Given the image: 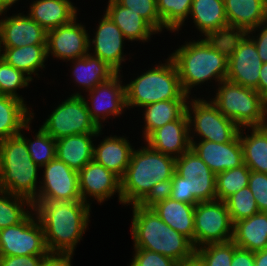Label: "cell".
Returning <instances> with one entry per match:
<instances>
[{
  "instance_id": "obj_1",
  "label": "cell",
  "mask_w": 267,
  "mask_h": 266,
  "mask_svg": "<svg viewBox=\"0 0 267 266\" xmlns=\"http://www.w3.org/2000/svg\"><path fill=\"white\" fill-rule=\"evenodd\" d=\"M32 203L50 254L74 255V249L89 225L91 205L61 199H35Z\"/></svg>"
},
{
  "instance_id": "obj_2",
  "label": "cell",
  "mask_w": 267,
  "mask_h": 266,
  "mask_svg": "<svg viewBox=\"0 0 267 266\" xmlns=\"http://www.w3.org/2000/svg\"><path fill=\"white\" fill-rule=\"evenodd\" d=\"M170 55L175 63L183 91L190 96L194 86L211 79L218 84L228 74L226 38H203L184 43Z\"/></svg>"
},
{
  "instance_id": "obj_3",
  "label": "cell",
  "mask_w": 267,
  "mask_h": 266,
  "mask_svg": "<svg viewBox=\"0 0 267 266\" xmlns=\"http://www.w3.org/2000/svg\"><path fill=\"white\" fill-rule=\"evenodd\" d=\"M131 235L134 249H146L170 257L178 263L195 255L192 242L168 226L152 208L132 207Z\"/></svg>"
},
{
  "instance_id": "obj_4",
  "label": "cell",
  "mask_w": 267,
  "mask_h": 266,
  "mask_svg": "<svg viewBox=\"0 0 267 266\" xmlns=\"http://www.w3.org/2000/svg\"><path fill=\"white\" fill-rule=\"evenodd\" d=\"M175 160V157L155 151L148 145L134 149L121 178L122 204H138L154 185L172 179Z\"/></svg>"
},
{
  "instance_id": "obj_5",
  "label": "cell",
  "mask_w": 267,
  "mask_h": 266,
  "mask_svg": "<svg viewBox=\"0 0 267 266\" xmlns=\"http://www.w3.org/2000/svg\"><path fill=\"white\" fill-rule=\"evenodd\" d=\"M0 190L24 197L33 202L38 195V169L20 136L0 140ZM38 190V191H37Z\"/></svg>"
},
{
  "instance_id": "obj_6",
  "label": "cell",
  "mask_w": 267,
  "mask_h": 266,
  "mask_svg": "<svg viewBox=\"0 0 267 266\" xmlns=\"http://www.w3.org/2000/svg\"><path fill=\"white\" fill-rule=\"evenodd\" d=\"M166 60L125 85L128 109L165 100L189 99L183 91L175 63L170 57Z\"/></svg>"
},
{
  "instance_id": "obj_7",
  "label": "cell",
  "mask_w": 267,
  "mask_h": 266,
  "mask_svg": "<svg viewBox=\"0 0 267 266\" xmlns=\"http://www.w3.org/2000/svg\"><path fill=\"white\" fill-rule=\"evenodd\" d=\"M216 175L190 148L175 160L170 198L196 205L217 199Z\"/></svg>"
},
{
  "instance_id": "obj_8",
  "label": "cell",
  "mask_w": 267,
  "mask_h": 266,
  "mask_svg": "<svg viewBox=\"0 0 267 266\" xmlns=\"http://www.w3.org/2000/svg\"><path fill=\"white\" fill-rule=\"evenodd\" d=\"M211 102L239 128L267 125V101L252 88L221 81Z\"/></svg>"
},
{
  "instance_id": "obj_9",
  "label": "cell",
  "mask_w": 267,
  "mask_h": 266,
  "mask_svg": "<svg viewBox=\"0 0 267 266\" xmlns=\"http://www.w3.org/2000/svg\"><path fill=\"white\" fill-rule=\"evenodd\" d=\"M41 127L55 140L71 135L98 133L102 129L91 118L81 92L73 93L62 101Z\"/></svg>"
},
{
  "instance_id": "obj_10",
  "label": "cell",
  "mask_w": 267,
  "mask_h": 266,
  "mask_svg": "<svg viewBox=\"0 0 267 266\" xmlns=\"http://www.w3.org/2000/svg\"><path fill=\"white\" fill-rule=\"evenodd\" d=\"M190 101L186 107L189 135L196 133L199 138L201 136V140L217 143L231 142L239 135L240 128L231 119L225 117L211 101L201 98Z\"/></svg>"
},
{
  "instance_id": "obj_11",
  "label": "cell",
  "mask_w": 267,
  "mask_h": 266,
  "mask_svg": "<svg viewBox=\"0 0 267 266\" xmlns=\"http://www.w3.org/2000/svg\"><path fill=\"white\" fill-rule=\"evenodd\" d=\"M228 45V74L226 80L256 89L263 62L257 47L246 33H231L226 37Z\"/></svg>"
},
{
  "instance_id": "obj_12",
  "label": "cell",
  "mask_w": 267,
  "mask_h": 266,
  "mask_svg": "<svg viewBox=\"0 0 267 266\" xmlns=\"http://www.w3.org/2000/svg\"><path fill=\"white\" fill-rule=\"evenodd\" d=\"M233 223L225 201L198 202L194 211V248L232 241Z\"/></svg>"
},
{
  "instance_id": "obj_13",
  "label": "cell",
  "mask_w": 267,
  "mask_h": 266,
  "mask_svg": "<svg viewBox=\"0 0 267 266\" xmlns=\"http://www.w3.org/2000/svg\"><path fill=\"white\" fill-rule=\"evenodd\" d=\"M32 213L21 223L0 229V256L50 254L42 225Z\"/></svg>"
},
{
  "instance_id": "obj_14",
  "label": "cell",
  "mask_w": 267,
  "mask_h": 266,
  "mask_svg": "<svg viewBox=\"0 0 267 266\" xmlns=\"http://www.w3.org/2000/svg\"><path fill=\"white\" fill-rule=\"evenodd\" d=\"M77 17L70 23L47 31V57L54 56L61 60H75L84 57L91 51L90 35Z\"/></svg>"
},
{
  "instance_id": "obj_15",
  "label": "cell",
  "mask_w": 267,
  "mask_h": 266,
  "mask_svg": "<svg viewBox=\"0 0 267 266\" xmlns=\"http://www.w3.org/2000/svg\"><path fill=\"white\" fill-rule=\"evenodd\" d=\"M43 178L36 199L82 201L78 172L55 157L43 166Z\"/></svg>"
},
{
  "instance_id": "obj_16",
  "label": "cell",
  "mask_w": 267,
  "mask_h": 266,
  "mask_svg": "<svg viewBox=\"0 0 267 266\" xmlns=\"http://www.w3.org/2000/svg\"><path fill=\"white\" fill-rule=\"evenodd\" d=\"M120 76L117 73L110 80L88 91L90 102L84 97L91 118L100 128L103 126L102 120L105 121L110 116H120L127 108L125 84L122 85Z\"/></svg>"
},
{
  "instance_id": "obj_17",
  "label": "cell",
  "mask_w": 267,
  "mask_h": 266,
  "mask_svg": "<svg viewBox=\"0 0 267 266\" xmlns=\"http://www.w3.org/2000/svg\"><path fill=\"white\" fill-rule=\"evenodd\" d=\"M78 181L82 201L90 203L88 197H93L101 204L117 193L122 203L121 178L94 160L78 172Z\"/></svg>"
},
{
  "instance_id": "obj_18",
  "label": "cell",
  "mask_w": 267,
  "mask_h": 266,
  "mask_svg": "<svg viewBox=\"0 0 267 266\" xmlns=\"http://www.w3.org/2000/svg\"><path fill=\"white\" fill-rule=\"evenodd\" d=\"M189 138L191 142L190 148L215 175L244 164L239 135L228 143H217L200 139L196 143L193 135L189 136Z\"/></svg>"
},
{
  "instance_id": "obj_19",
  "label": "cell",
  "mask_w": 267,
  "mask_h": 266,
  "mask_svg": "<svg viewBox=\"0 0 267 266\" xmlns=\"http://www.w3.org/2000/svg\"><path fill=\"white\" fill-rule=\"evenodd\" d=\"M46 39L47 31L28 14L18 13L0 20V49L46 44Z\"/></svg>"
},
{
  "instance_id": "obj_20",
  "label": "cell",
  "mask_w": 267,
  "mask_h": 266,
  "mask_svg": "<svg viewBox=\"0 0 267 266\" xmlns=\"http://www.w3.org/2000/svg\"><path fill=\"white\" fill-rule=\"evenodd\" d=\"M125 36L116 24L104 13L96 29L94 39H89V46H93L92 56L100 58L117 73L121 72V63L126 58L123 54ZM92 43V44H91Z\"/></svg>"
},
{
  "instance_id": "obj_21",
  "label": "cell",
  "mask_w": 267,
  "mask_h": 266,
  "mask_svg": "<svg viewBox=\"0 0 267 266\" xmlns=\"http://www.w3.org/2000/svg\"><path fill=\"white\" fill-rule=\"evenodd\" d=\"M189 15L204 38H226L231 34L223 0H193Z\"/></svg>"
},
{
  "instance_id": "obj_22",
  "label": "cell",
  "mask_w": 267,
  "mask_h": 266,
  "mask_svg": "<svg viewBox=\"0 0 267 266\" xmlns=\"http://www.w3.org/2000/svg\"><path fill=\"white\" fill-rule=\"evenodd\" d=\"M189 136V120L185 113L180 119L154 130L145 142L153 150L177 158L190 149Z\"/></svg>"
},
{
  "instance_id": "obj_23",
  "label": "cell",
  "mask_w": 267,
  "mask_h": 266,
  "mask_svg": "<svg viewBox=\"0 0 267 266\" xmlns=\"http://www.w3.org/2000/svg\"><path fill=\"white\" fill-rule=\"evenodd\" d=\"M231 33H246L267 21V0H223Z\"/></svg>"
},
{
  "instance_id": "obj_24",
  "label": "cell",
  "mask_w": 267,
  "mask_h": 266,
  "mask_svg": "<svg viewBox=\"0 0 267 266\" xmlns=\"http://www.w3.org/2000/svg\"><path fill=\"white\" fill-rule=\"evenodd\" d=\"M132 147L127 138L111 135L97 147L94 145L93 160L122 178L130 163Z\"/></svg>"
},
{
  "instance_id": "obj_25",
  "label": "cell",
  "mask_w": 267,
  "mask_h": 266,
  "mask_svg": "<svg viewBox=\"0 0 267 266\" xmlns=\"http://www.w3.org/2000/svg\"><path fill=\"white\" fill-rule=\"evenodd\" d=\"M98 133H85L62 137L56 140V157L79 172L87 163L93 160L94 144L92 137Z\"/></svg>"
},
{
  "instance_id": "obj_26",
  "label": "cell",
  "mask_w": 267,
  "mask_h": 266,
  "mask_svg": "<svg viewBox=\"0 0 267 266\" xmlns=\"http://www.w3.org/2000/svg\"><path fill=\"white\" fill-rule=\"evenodd\" d=\"M28 15L46 31L66 25L77 17V7L70 0H36Z\"/></svg>"
},
{
  "instance_id": "obj_27",
  "label": "cell",
  "mask_w": 267,
  "mask_h": 266,
  "mask_svg": "<svg viewBox=\"0 0 267 266\" xmlns=\"http://www.w3.org/2000/svg\"><path fill=\"white\" fill-rule=\"evenodd\" d=\"M105 14L122 31L126 40L148 42L156 30L138 13L121 6L116 0H109Z\"/></svg>"
},
{
  "instance_id": "obj_28",
  "label": "cell",
  "mask_w": 267,
  "mask_h": 266,
  "mask_svg": "<svg viewBox=\"0 0 267 266\" xmlns=\"http://www.w3.org/2000/svg\"><path fill=\"white\" fill-rule=\"evenodd\" d=\"M26 102L8 95L0 94V140L14 137L21 131L30 130L34 113Z\"/></svg>"
},
{
  "instance_id": "obj_29",
  "label": "cell",
  "mask_w": 267,
  "mask_h": 266,
  "mask_svg": "<svg viewBox=\"0 0 267 266\" xmlns=\"http://www.w3.org/2000/svg\"><path fill=\"white\" fill-rule=\"evenodd\" d=\"M232 241L241 249L257 252L267 249V212H258L233 224Z\"/></svg>"
},
{
  "instance_id": "obj_30",
  "label": "cell",
  "mask_w": 267,
  "mask_h": 266,
  "mask_svg": "<svg viewBox=\"0 0 267 266\" xmlns=\"http://www.w3.org/2000/svg\"><path fill=\"white\" fill-rule=\"evenodd\" d=\"M152 209L168 226L187 237L194 246L195 205L168 198L157 203Z\"/></svg>"
},
{
  "instance_id": "obj_31",
  "label": "cell",
  "mask_w": 267,
  "mask_h": 266,
  "mask_svg": "<svg viewBox=\"0 0 267 266\" xmlns=\"http://www.w3.org/2000/svg\"><path fill=\"white\" fill-rule=\"evenodd\" d=\"M72 76L78 87L85 92L93 90L97 85L110 80L117 72L100 58L87 54L72 60Z\"/></svg>"
},
{
  "instance_id": "obj_32",
  "label": "cell",
  "mask_w": 267,
  "mask_h": 266,
  "mask_svg": "<svg viewBox=\"0 0 267 266\" xmlns=\"http://www.w3.org/2000/svg\"><path fill=\"white\" fill-rule=\"evenodd\" d=\"M0 57L9 65L24 72L32 79L39 69L45 68L48 59L46 44H36L15 48H2ZM3 51V52H2ZM47 58V59H46Z\"/></svg>"
},
{
  "instance_id": "obj_33",
  "label": "cell",
  "mask_w": 267,
  "mask_h": 266,
  "mask_svg": "<svg viewBox=\"0 0 267 266\" xmlns=\"http://www.w3.org/2000/svg\"><path fill=\"white\" fill-rule=\"evenodd\" d=\"M244 130L239 131L244 164L251 171L267 174V125L251 127V135L244 136Z\"/></svg>"
},
{
  "instance_id": "obj_34",
  "label": "cell",
  "mask_w": 267,
  "mask_h": 266,
  "mask_svg": "<svg viewBox=\"0 0 267 266\" xmlns=\"http://www.w3.org/2000/svg\"><path fill=\"white\" fill-rule=\"evenodd\" d=\"M188 99L159 101L144 108L143 134L146 139L154 130L165 124L180 119L186 113Z\"/></svg>"
},
{
  "instance_id": "obj_35",
  "label": "cell",
  "mask_w": 267,
  "mask_h": 266,
  "mask_svg": "<svg viewBox=\"0 0 267 266\" xmlns=\"http://www.w3.org/2000/svg\"><path fill=\"white\" fill-rule=\"evenodd\" d=\"M24 206L30 209H25ZM28 209L33 211V203L30 200L0 190V229L21 223L30 214Z\"/></svg>"
},
{
  "instance_id": "obj_36",
  "label": "cell",
  "mask_w": 267,
  "mask_h": 266,
  "mask_svg": "<svg viewBox=\"0 0 267 266\" xmlns=\"http://www.w3.org/2000/svg\"><path fill=\"white\" fill-rule=\"evenodd\" d=\"M162 25L169 31H178L189 17L193 0H156Z\"/></svg>"
},
{
  "instance_id": "obj_37",
  "label": "cell",
  "mask_w": 267,
  "mask_h": 266,
  "mask_svg": "<svg viewBox=\"0 0 267 266\" xmlns=\"http://www.w3.org/2000/svg\"><path fill=\"white\" fill-rule=\"evenodd\" d=\"M251 170L245 165L216 174L217 199L225 201L232 194L248 186Z\"/></svg>"
},
{
  "instance_id": "obj_38",
  "label": "cell",
  "mask_w": 267,
  "mask_h": 266,
  "mask_svg": "<svg viewBox=\"0 0 267 266\" xmlns=\"http://www.w3.org/2000/svg\"><path fill=\"white\" fill-rule=\"evenodd\" d=\"M28 147V152L34 163L43 167L56 157V140L53 139L42 127L35 134L34 141L19 134Z\"/></svg>"
},
{
  "instance_id": "obj_39",
  "label": "cell",
  "mask_w": 267,
  "mask_h": 266,
  "mask_svg": "<svg viewBox=\"0 0 267 266\" xmlns=\"http://www.w3.org/2000/svg\"><path fill=\"white\" fill-rule=\"evenodd\" d=\"M232 223L247 219L259 212L255 198L247 186L225 200Z\"/></svg>"
},
{
  "instance_id": "obj_40",
  "label": "cell",
  "mask_w": 267,
  "mask_h": 266,
  "mask_svg": "<svg viewBox=\"0 0 267 266\" xmlns=\"http://www.w3.org/2000/svg\"><path fill=\"white\" fill-rule=\"evenodd\" d=\"M237 248L233 241L208 244L195 249V255L204 266H231Z\"/></svg>"
},
{
  "instance_id": "obj_41",
  "label": "cell",
  "mask_w": 267,
  "mask_h": 266,
  "mask_svg": "<svg viewBox=\"0 0 267 266\" xmlns=\"http://www.w3.org/2000/svg\"><path fill=\"white\" fill-rule=\"evenodd\" d=\"M32 80L34 79H31L24 72L7 64L0 57V94L25 101L22 96L18 95L17 90L28 87Z\"/></svg>"
},
{
  "instance_id": "obj_42",
  "label": "cell",
  "mask_w": 267,
  "mask_h": 266,
  "mask_svg": "<svg viewBox=\"0 0 267 266\" xmlns=\"http://www.w3.org/2000/svg\"><path fill=\"white\" fill-rule=\"evenodd\" d=\"M121 6L131 9L142 16L156 31L165 28L157 11L156 0H116Z\"/></svg>"
},
{
  "instance_id": "obj_43",
  "label": "cell",
  "mask_w": 267,
  "mask_h": 266,
  "mask_svg": "<svg viewBox=\"0 0 267 266\" xmlns=\"http://www.w3.org/2000/svg\"><path fill=\"white\" fill-rule=\"evenodd\" d=\"M177 261L157 252L135 249L129 266H177Z\"/></svg>"
},
{
  "instance_id": "obj_44",
  "label": "cell",
  "mask_w": 267,
  "mask_h": 266,
  "mask_svg": "<svg viewBox=\"0 0 267 266\" xmlns=\"http://www.w3.org/2000/svg\"><path fill=\"white\" fill-rule=\"evenodd\" d=\"M248 187L260 212H267V174L251 171Z\"/></svg>"
},
{
  "instance_id": "obj_45",
  "label": "cell",
  "mask_w": 267,
  "mask_h": 266,
  "mask_svg": "<svg viewBox=\"0 0 267 266\" xmlns=\"http://www.w3.org/2000/svg\"><path fill=\"white\" fill-rule=\"evenodd\" d=\"M171 191L172 179L159 182L151 188L149 193L137 205L143 208H152L157 203L170 198Z\"/></svg>"
},
{
  "instance_id": "obj_46",
  "label": "cell",
  "mask_w": 267,
  "mask_h": 266,
  "mask_svg": "<svg viewBox=\"0 0 267 266\" xmlns=\"http://www.w3.org/2000/svg\"><path fill=\"white\" fill-rule=\"evenodd\" d=\"M48 255L0 256V266H41Z\"/></svg>"
},
{
  "instance_id": "obj_47",
  "label": "cell",
  "mask_w": 267,
  "mask_h": 266,
  "mask_svg": "<svg viewBox=\"0 0 267 266\" xmlns=\"http://www.w3.org/2000/svg\"><path fill=\"white\" fill-rule=\"evenodd\" d=\"M258 29H260L259 30L260 33H258L257 36H253V33H255ZM246 34L255 43L259 57L262 60V62L267 63V21L260 24L256 28L249 30L248 32H246ZM251 34L252 36H250Z\"/></svg>"
},
{
  "instance_id": "obj_48",
  "label": "cell",
  "mask_w": 267,
  "mask_h": 266,
  "mask_svg": "<svg viewBox=\"0 0 267 266\" xmlns=\"http://www.w3.org/2000/svg\"><path fill=\"white\" fill-rule=\"evenodd\" d=\"M231 266H255L254 252L238 247L234 251Z\"/></svg>"
},
{
  "instance_id": "obj_49",
  "label": "cell",
  "mask_w": 267,
  "mask_h": 266,
  "mask_svg": "<svg viewBox=\"0 0 267 266\" xmlns=\"http://www.w3.org/2000/svg\"><path fill=\"white\" fill-rule=\"evenodd\" d=\"M72 254H49L41 266H72Z\"/></svg>"
},
{
  "instance_id": "obj_50",
  "label": "cell",
  "mask_w": 267,
  "mask_h": 266,
  "mask_svg": "<svg viewBox=\"0 0 267 266\" xmlns=\"http://www.w3.org/2000/svg\"><path fill=\"white\" fill-rule=\"evenodd\" d=\"M258 87L255 89L267 101V63L260 70Z\"/></svg>"
},
{
  "instance_id": "obj_51",
  "label": "cell",
  "mask_w": 267,
  "mask_h": 266,
  "mask_svg": "<svg viewBox=\"0 0 267 266\" xmlns=\"http://www.w3.org/2000/svg\"><path fill=\"white\" fill-rule=\"evenodd\" d=\"M255 266H267V249L254 252Z\"/></svg>"
},
{
  "instance_id": "obj_52",
  "label": "cell",
  "mask_w": 267,
  "mask_h": 266,
  "mask_svg": "<svg viewBox=\"0 0 267 266\" xmlns=\"http://www.w3.org/2000/svg\"><path fill=\"white\" fill-rule=\"evenodd\" d=\"M177 266H204V264L196 255H194L192 258L188 260H184L177 263Z\"/></svg>"
},
{
  "instance_id": "obj_53",
  "label": "cell",
  "mask_w": 267,
  "mask_h": 266,
  "mask_svg": "<svg viewBox=\"0 0 267 266\" xmlns=\"http://www.w3.org/2000/svg\"><path fill=\"white\" fill-rule=\"evenodd\" d=\"M17 1L18 0H0V6L4 12H7V10Z\"/></svg>"
},
{
  "instance_id": "obj_54",
  "label": "cell",
  "mask_w": 267,
  "mask_h": 266,
  "mask_svg": "<svg viewBox=\"0 0 267 266\" xmlns=\"http://www.w3.org/2000/svg\"><path fill=\"white\" fill-rule=\"evenodd\" d=\"M2 14H6V13L2 10V8L0 6V16H2Z\"/></svg>"
},
{
  "instance_id": "obj_55",
  "label": "cell",
  "mask_w": 267,
  "mask_h": 266,
  "mask_svg": "<svg viewBox=\"0 0 267 266\" xmlns=\"http://www.w3.org/2000/svg\"><path fill=\"white\" fill-rule=\"evenodd\" d=\"M0 160H1V158H0ZM0 179H1V164H0Z\"/></svg>"
}]
</instances>
